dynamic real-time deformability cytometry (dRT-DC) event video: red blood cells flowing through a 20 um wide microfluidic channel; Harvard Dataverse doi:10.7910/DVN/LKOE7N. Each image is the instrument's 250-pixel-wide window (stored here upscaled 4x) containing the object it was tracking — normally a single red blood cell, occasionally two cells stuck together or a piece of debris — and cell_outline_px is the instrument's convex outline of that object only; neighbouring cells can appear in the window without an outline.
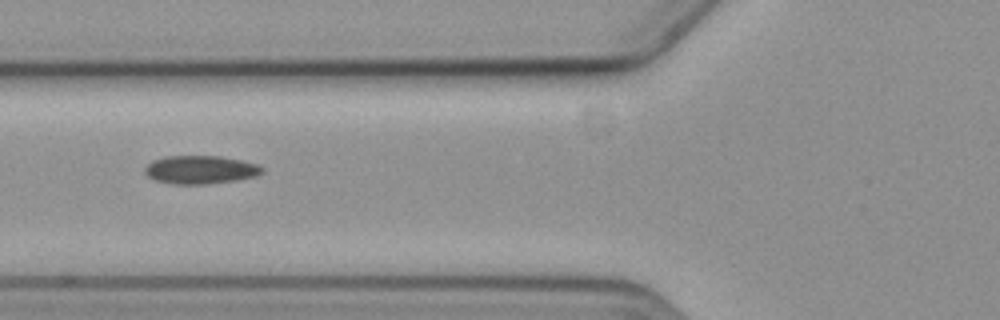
{"species": "common noctule bat (a hibernating species)", "species_latin": "Nyctalus noctula", "temperature_condition": "cold", "stored_images_in_passage": 10, "camera_frame_rate_fps": 3000, "um_per_image_px": 0.085, "animal": {"sex": "female", "body_mass_g": 19.3, "forearm_length_mm": 54.1}, "frame": {"image": 1, "passage_image": 6, "time_ms": 6.667, "image_size_px": [1000, 320], "cell_outline_px": [[264, 172], [256, 176], [236, 180], [204, 184], [176, 184], [156, 180], [148, 176], [144, 172], [144, 168], [152, 160], [164, 156], [220, 156], [244, 160], [260, 164], [264, 168]], "centroid_in_image_um": [17.08, 14.41], "position_along_channel_um": 108.7, "area_um2": 19.48}}